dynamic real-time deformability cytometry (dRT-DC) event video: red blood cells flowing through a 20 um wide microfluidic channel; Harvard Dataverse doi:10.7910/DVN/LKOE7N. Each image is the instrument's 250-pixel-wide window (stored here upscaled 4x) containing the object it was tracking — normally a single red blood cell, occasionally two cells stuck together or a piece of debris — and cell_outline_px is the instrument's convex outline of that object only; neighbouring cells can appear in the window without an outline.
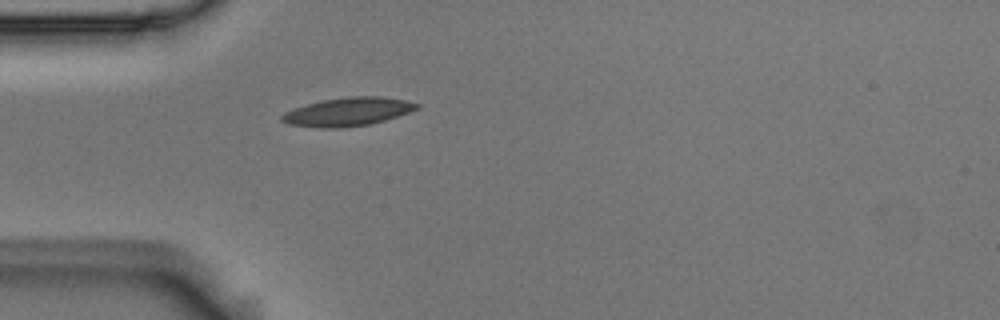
{"species": "Egyptian fruit bat (a non-hibernating species)", "species_latin": "Rousettus aegyptiacus", "temperature_condition": "room temperature", "stored_images_in_passage": 1, "camera_frame_rate_fps": 3000, "um_per_image_px": 0.085, "animal": {"sex": "male"}, "frame": {"image": 1, "passage_image": 1, "time_ms": 0.0, "image_size_px": [1000, 320], "cell_outline_px": [[420, 108], [384, 120], [368, 124], [344, 128], [320, 128], [288, 124], [280, 120], [280, 116], [284, 112], [308, 104], [324, 100], [348, 96], [380, 96], [404, 100], [420, 104]], "centroid_in_image_um": [29.55, 9.5], "position_along_channel_um": 55.5, "area_um2": 22.2}}